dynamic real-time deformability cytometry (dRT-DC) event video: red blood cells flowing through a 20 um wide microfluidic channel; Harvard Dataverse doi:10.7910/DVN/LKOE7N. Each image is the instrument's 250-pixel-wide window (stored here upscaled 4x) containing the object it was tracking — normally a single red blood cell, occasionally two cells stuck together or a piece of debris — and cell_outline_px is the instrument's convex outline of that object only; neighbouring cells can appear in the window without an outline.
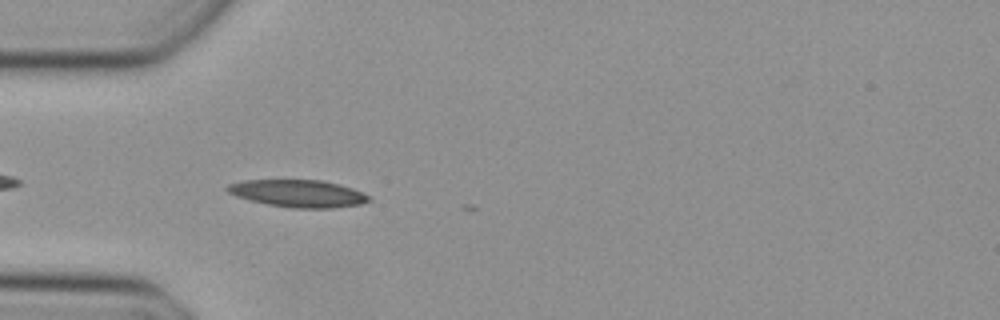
{"species": "Egyptian fruit bat (a non-hibernating species)", "species_latin": "Rousettus aegyptiacus", "temperature_condition": "cold", "stored_images_in_passage": 5, "camera_frame_rate_fps": 3000, "um_per_image_px": 0.085, "animal": {"sex": "female"}, "frame": {"image": 1, "passage_image": 3, "time_ms": 0.667, "image_size_px": [1000, 320], "cell_outline_px": [[372, 200], [360, 204], [332, 208], [292, 208], [268, 204], [236, 196], [228, 192], [224, 188], [228, 184], [248, 180], [320, 180], [352, 188], [372, 196]], "centroid_in_image_um": [25.37, 16.45], "position_along_channel_um": 59.6, "area_um2": 22.37}}